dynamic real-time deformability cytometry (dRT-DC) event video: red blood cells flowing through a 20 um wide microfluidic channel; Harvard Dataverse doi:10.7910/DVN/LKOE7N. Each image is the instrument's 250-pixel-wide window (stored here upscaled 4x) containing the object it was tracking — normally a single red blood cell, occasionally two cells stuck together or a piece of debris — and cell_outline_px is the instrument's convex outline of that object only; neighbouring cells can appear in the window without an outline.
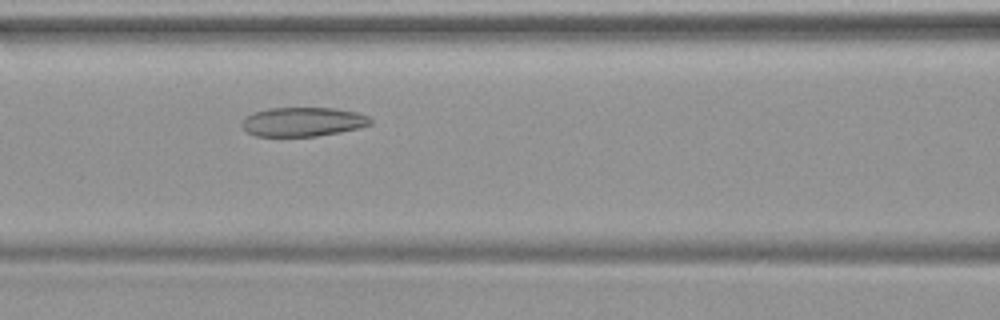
{"species": "common noctule bat (a hibernating species)", "species_latin": "Nyctalus noctula", "temperature_condition": "warm", "stored_images_in_passage": 36, "camera_frame_rate_fps": 3000, "um_per_image_px": 0.085, "animal": {"sex": "female", "body_mass_g": 19.9}, "frame": {"image": 1, "passage_image": 9, "time_ms": 2.667, "image_size_px": [1000, 320], "cell_outline_px": [[372, 124], [360, 128], [340, 132], [316, 136], [256, 136], [248, 132], [240, 124], [244, 116], [252, 112], [268, 108], [332, 108], [356, 112], [368, 116], [372, 120]], "centroid_in_image_um": [25.72, 10.35], "position_along_channel_um": 140.9, "area_um2": 21.96}}
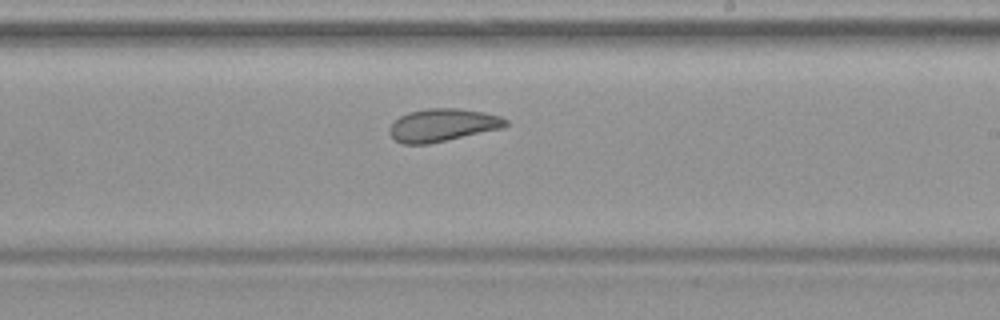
{"frame": {"image": 2, "passage_image": 17, "time_ms": 5.333, "image_size_px": [1000, 320], "cell_outline_px": [[508, 124], [504, 128], [448, 140], [428, 144], [404, 144], [396, 140], [388, 132], [388, 128], [400, 116], [408, 112], [424, 108], [456, 108], [484, 112], [500, 116], [508, 120]], "centroid_in_image_um": [37.64, 10.63], "position_along_channel_um": 251.4, "area_um2": 22.31}}
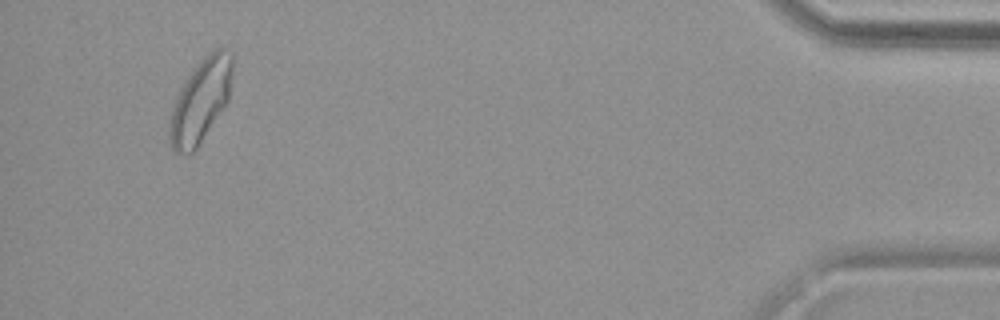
{"frame": {"image": 3, "passage_image": 34, "time_ms": 11.0, "image_size_px": [1000, 320], "cell_outline_px": [[232, 76], [228, 100], [196, 148], [192, 152], [176, 152], [172, 148], [168, 120], [172, 104], [180, 88], [196, 64], [208, 52], [216, 48], [224, 48], [232, 52]], "centroid_in_image_um": [17.04, 8.5], "position_along_channel_um": 418.2, "area_um2": 30.17}}